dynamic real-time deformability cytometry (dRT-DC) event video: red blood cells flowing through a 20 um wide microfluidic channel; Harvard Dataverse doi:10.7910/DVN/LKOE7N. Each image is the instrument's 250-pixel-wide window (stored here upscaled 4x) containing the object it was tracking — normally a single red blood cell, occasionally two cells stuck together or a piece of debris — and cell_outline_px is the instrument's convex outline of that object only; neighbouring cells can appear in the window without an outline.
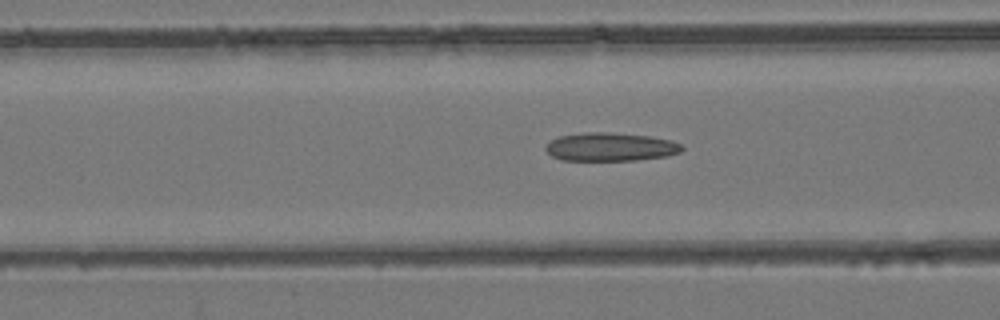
{"species": "common noctule bat (a hibernating species)", "species_latin": "Nyctalus noctula", "temperature_condition": "room temperature", "stored_images_in_passage": 53, "camera_frame_rate_fps": 3000, "um_per_image_px": 0.085, "animal": {"sex": "female", "body_mass_g": 24.6, "forearm_length_mm": 56.2}, "frame": {"image": 1, "passage_image": 21, "time_ms": 6.667, "image_size_px": [1000, 320], "cell_outline_px": [[684, 148], [680, 152], [668, 156], [636, 160], [560, 160], [552, 156], [544, 148], [552, 140], [560, 136], [584, 132], [612, 132], [648, 136], [672, 140], [680, 144]], "centroid_in_image_um": [51.91, 12.48], "position_along_channel_um": 114.7, "area_um2": 22.54}}
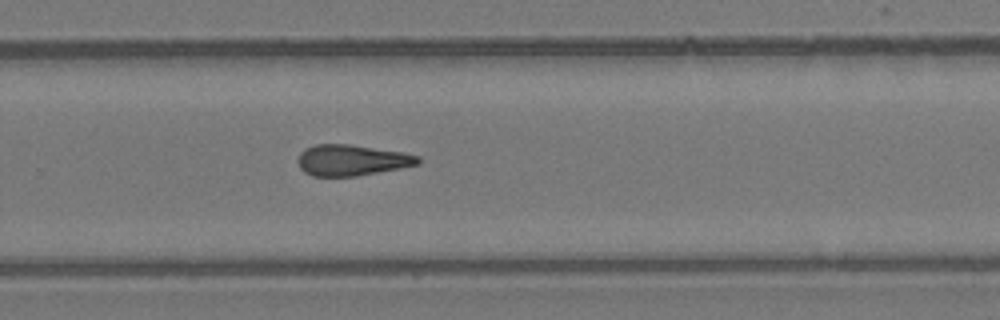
{"frame": {"image": 2, "passage_image": 35, "time_ms": 11.333, "image_size_px": [1000, 320], "cell_outline_px": [[420, 164], [400, 168], [356, 176], [312, 176], [304, 172], [300, 168], [296, 160], [300, 152], [304, 148], [316, 144], [348, 144], [404, 152], [420, 156]], "centroid_in_image_um": [29.88, 13.61], "position_along_channel_um": 299.9, "area_um2": 21.85}}
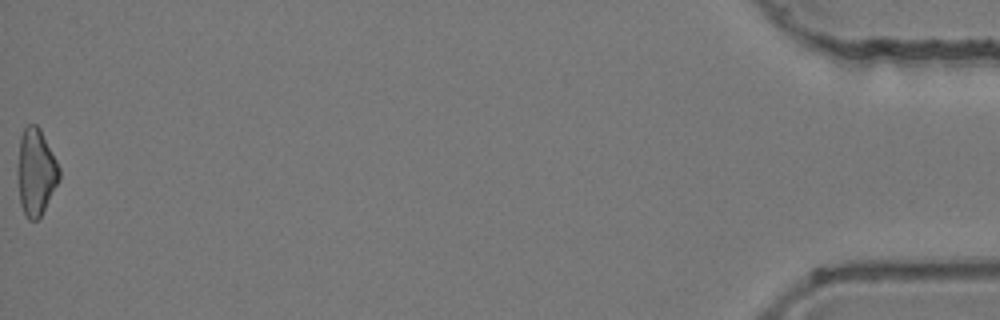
{"frame": {"image": 3, "passage_image": 53, "time_ms": 17.333, "image_size_px": [1000, 320], "cell_outline_px": [[60, 180], [40, 216], [36, 220], [28, 220], [24, 216], [20, 204], [16, 172], [16, 168], [20, 136], [24, 128], [28, 124], [36, 124], [40, 128], [60, 168]], "centroid_in_image_um": [3.02, 14.62], "position_along_channel_um": 432.2, "area_um2": 21.39}, "authors_computed_cell_mechanics": {"area_um2": 22.1952, "velocity_mm_per_s": 3.9812, "shape_relaxation_time_tau1_ms": null, "shape_relaxation_time_tau2_ms": 5.686, "deformation_change_tau1": null, "deformation_change_tau2": 0.1666}}